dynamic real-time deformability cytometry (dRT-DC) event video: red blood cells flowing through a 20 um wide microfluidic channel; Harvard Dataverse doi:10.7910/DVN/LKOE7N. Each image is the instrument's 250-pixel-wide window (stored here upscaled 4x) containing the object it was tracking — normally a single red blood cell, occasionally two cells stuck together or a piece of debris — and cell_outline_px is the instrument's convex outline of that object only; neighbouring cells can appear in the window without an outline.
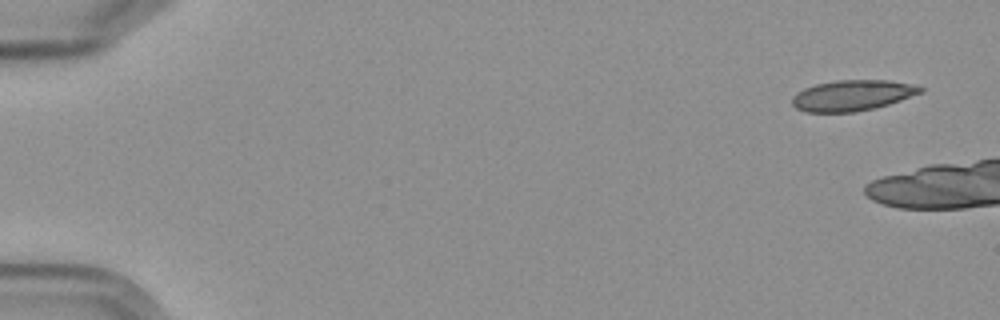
{"species": "Egyptian fruit bat (a non-hibernating species)", "species_latin": "Rousettus aegyptiacus", "temperature_condition": "cold", "stored_images_in_passage": 4, "camera_frame_rate_fps": 3000, "um_per_image_px": 0.085, "frame": {"image": 1, "passage_image": 1, "time_ms": 0.0, "image_size_px": [1000, 320], "cell_outline_px": [[924, 92], [888, 104], [872, 108], [852, 112], [804, 112], [796, 108], [792, 104], [792, 96], [796, 92], [804, 88], [816, 84], [836, 80], [888, 80], [920, 84], [924, 88]], "centroid_in_image_um": [72.48, 8.09], "position_along_channel_um": 12.5, "area_um2": 23.18}}